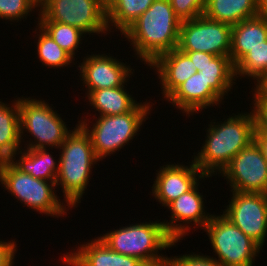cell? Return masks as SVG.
Returning a JSON list of instances; mask_svg holds the SVG:
<instances>
[{
  "instance_id": "30bf717a",
  "label": "cell",
  "mask_w": 267,
  "mask_h": 266,
  "mask_svg": "<svg viewBox=\"0 0 267 266\" xmlns=\"http://www.w3.org/2000/svg\"><path fill=\"white\" fill-rule=\"evenodd\" d=\"M232 26L204 15L181 21L178 49L230 56Z\"/></svg>"
},
{
  "instance_id": "d4e9b609",
  "label": "cell",
  "mask_w": 267,
  "mask_h": 266,
  "mask_svg": "<svg viewBox=\"0 0 267 266\" xmlns=\"http://www.w3.org/2000/svg\"><path fill=\"white\" fill-rule=\"evenodd\" d=\"M209 86L223 99L228 94L235 79V66L228 56H215L210 62L199 68Z\"/></svg>"
},
{
  "instance_id": "484cf974",
  "label": "cell",
  "mask_w": 267,
  "mask_h": 266,
  "mask_svg": "<svg viewBox=\"0 0 267 266\" xmlns=\"http://www.w3.org/2000/svg\"><path fill=\"white\" fill-rule=\"evenodd\" d=\"M37 27L39 29V32H36L38 36L36 37L38 38L37 54L42 65L44 64L54 69L68 67L75 58L62 49L39 25Z\"/></svg>"
},
{
  "instance_id": "836d02e7",
  "label": "cell",
  "mask_w": 267,
  "mask_h": 266,
  "mask_svg": "<svg viewBox=\"0 0 267 266\" xmlns=\"http://www.w3.org/2000/svg\"><path fill=\"white\" fill-rule=\"evenodd\" d=\"M185 53L193 62L194 68L199 72V68H202L205 64L210 62L216 55L206 52L195 51H181Z\"/></svg>"
},
{
  "instance_id": "5bb4252c",
  "label": "cell",
  "mask_w": 267,
  "mask_h": 266,
  "mask_svg": "<svg viewBox=\"0 0 267 266\" xmlns=\"http://www.w3.org/2000/svg\"><path fill=\"white\" fill-rule=\"evenodd\" d=\"M158 170L151 193L165 207L180 195L191 191L200 183L199 179L211 177L205 175L193 160L189 166L179 163L167 164Z\"/></svg>"
},
{
  "instance_id": "8d00e7d4",
  "label": "cell",
  "mask_w": 267,
  "mask_h": 266,
  "mask_svg": "<svg viewBox=\"0 0 267 266\" xmlns=\"http://www.w3.org/2000/svg\"><path fill=\"white\" fill-rule=\"evenodd\" d=\"M258 15L267 18V0H258Z\"/></svg>"
},
{
  "instance_id": "4dcf8cb0",
  "label": "cell",
  "mask_w": 267,
  "mask_h": 266,
  "mask_svg": "<svg viewBox=\"0 0 267 266\" xmlns=\"http://www.w3.org/2000/svg\"><path fill=\"white\" fill-rule=\"evenodd\" d=\"M167 266H221L213 257L200 254H185L168 258Z\"/></svg>"
},
{
  "instance_id": "f1b7e54d",
  "label": "cell",
  "mask_w": 267,
  "mask_h": 266,
  "mask_svg": "<svg viewBox=\"0 0 267 266\" xmlns=\"http://www.w3.org/2000/svg\"><path fill=\"white\" fill-rule=\"evenodd\" d=\"M39 3L40 0H0V19L18 22L39 8Z\"/></svg>"
},
{
  "instance_id": "7402d4cb",
  "label": "cell",
  "mask_w": 267,
  "mask_h": 266,
  "mask_svg": "<svg viewBox=\"0 0 267 266\" xmlns=\"http://www.w3.org/2000/svg\"><path fill=\"white\" fill-rule=\"evenodd\" d=\"M21 144L18 98L12 106L0 101V161L10 160Z\"/></svg>"
},
{
  "instance_id": "8992f818",
  "label": "cell",
  "mask_w": 267,
  "mask_h": 266,
  "mask_svg": "<svg viewBox=\"0 0 267 266\" xmlns=\"http://www.w3.org/2000/svg\"><path fill=\"white\" fill-rule=\"evenodd\" d=\"M0 182L11 195L13 194L24 206L47 216H65L67 204L61 203L55 189L56 182L40 180L22 173L10 160L0 161ZM55 187V188H54Z\"/></svg>"
},
{
  "instance_id": "d6986e66",
  "label": "cell",
  "mask_w": 267,
  "mask_h": 266,
  "mask_svg": "<svg viewBox=\"0 0 267 266\" xmlns=\"http://www.w3.org/2000/svg\"><path fill=\"white\" fill-rule=\"evenodd\" d=\"M267 40V18L255 16L232 26L230 59L235 66L251 49Z\"/></svg>"
},
{
  "instance_id": "3957f363",
  "label": "cell",
  "mask_w": 267,
  "mask_h": 266,
  "mask_svg": "<svg viewBox=\"0 0 267 266\" xmlns=\"http://www.w3.org/2000/svg\"><path fill=\"white\" fill-rule=\"evenodd\" d=\"M59 149L56 186L62 187L65 204L69 208L77 207L89 184L91 169L100 160L94 152L89 133L80 123L70 130Z\"/></svg>"
},
{
  "instance_id": "5b68a950",
  "label": "cell",
  "mask_w": 267,
  "mask_h": 266,
  "mask_svg": "<svg viewBox=\"0 0 267 266\" xmlns=\"http://www.w3.org/2000/svg\"><path fill=\"white\" fill-rule=\"evenodd\" d=\"M151 102L139 103L125 114L97 117L93 127H88L86 119L78 121L89 133L94 152L99 160L120 151L134 139L140 126L150 114ZM150 108V109H149Z\"/></svg>"
},
{
  "instance_id": "d590c367",
  "label": "cell",
  "mask_w": 267,
  "mask_h": 266,
  "mask_svg": "<svg viewBox=\"0 0 267 266\" xmlns=\"http://www.w3.org/2000/svg\"><path fill=\"white\" fill-rule=\"evenodd\" d=\"M254 141L260 147L264 158L267 162V135L260 134L256 130L254 131Z\"/></svg>"
},
{
  "instance_id": "ffe728a7",
  "label": "cell",
  "mask_w": 267,
  "mask_h": 266,
  "mask_svg": "<svg viewBox=\"0 0 267 266\" xmlns=\"http://www.w3.org/2000/svg\"><path fill=\"white\" fill-rule=\"evenodd\" d=\"M203 15L233 26L258 16V0H206Z\"/></svg>"
},
{
  "instance_id": "f546056e",
  "label": "cell",
  "mask_w": 267,
  "mask_h": 266,
  "mask_svg": "<svg viewBox=\"0 0 267 266\" xmlns=\"http://www.w3.org/2000/svg\"><path fill=\"white\" fill-rule=\"evenodd\" d=\"M175 15L181 20L202 16L206 0H169Z\"/></svg>"
},
{
  "instance_id": "ba28073f",
  "label": "cell",
  "mask_w": 267,
  "mask_h": 266,
  "mask_svg": "<svg viewBox=\"0 0 267 266\" xmlns=\"http://www.w3.org/2000/svg\"><path fill=\"white\" fill-rule=\"evenodd\" d=\"M204 231L208 234L213 252L218 255V259H214L221 266H253L254 258L262 249L223 214L212 215Z\"/></svg>"
},
{
  "instance_id": "9c48e42d",
  "label": "cell",
  "mask_w": 267,
  "mask_h": 266,
  "mask_svg": "<svg viewBox=\"0 0 267 266\" xmlns=\"http://www.w3.org/2000/svg\"><path fill=\"white\" fill-rule=\"evenodd\" d=\"M38 21L71 25L85 34L109 31L106 5L101 0H40Z\"/></svg>"
},
{
  "instance_id": "74e56055",
  "label": "cell",
  "mask_w": 267,
  "mask_h": 266,
  "mask_svg": "<svg viewBox=\"0 0 267 266\" xmlns=\"http://www.w3.org/2000/svg\"><path fill=\"white\" fill-rule=\"evenodd\" d=\"M101 1L107 6L111 0H101Z\"/></svg>"
},
{
  "instance_id": "44dd1931",
  "label": "cell",
  "mask_w": 267,
  "mask_h": 266,
  "mask_svg": "<svg viewBox=\"0 0 267 266\" xmlns=\"http://www.w3.org/2000/svg\"><path fill=\"white\" fill-rule=\"evenodd\" d=\"M23 150V151H22ZM20 149L10 162L22 173L31 175L40 180L56 182L59 164L53 156L45 149ZM17 154L21 155L19 160L15 161ZM55 160V161H54Z\"/></svg>"
},
{
  "instance_id": "7a4b0ae2",
  "label": "cell",
  "mask_w": 267,
  "mask_h": 266,
  "mask_svg": "<svg viewBox=\"0 0 267 266\" xmlns=\"http://www.w3.org/2000/svg\"><path fill=\"white\" fill-rule=\"evenodd\" d=\"M234 115L222 123L211 121L208 124L205 142L193 159L205 175L221 173L237 153L254 141L255 119L252 110Z\"/></svg>"
},
{
  "instance_id": "8fae6325",
  "label": "cell",
  "mask_w": 267,
  "mask_h": 266,
  "mask_svg": "<svg viewBox=\"0 0 267 266\" xmlns=\"http://www.w3.org/2000/svg\"><path fill=\"white\" fill-rule=\"evenodd\" d=\"M221 174L230 191L267 194V162L255 141L237 153Z\"/></svg>"
},
{
  "instance_id": "603a6c76",
  "label": "cell",
  "mask_w": 267,
  "mask_h": 266,
  "mask_svg": "<svg viewBox=\"0 0 267 266\" xmlns=\"http://www.w3.org/2000/svg\"><path fill=\"white\" fill-rule=\"evenodd\" d=\"M126 86L104 88L90 91L87 94L92 109L98 111L99 116L125 114L132 111L139 103L134 100ZM125 88V89H124Z\"/></svg>"
},
{
  "instance_id": "7c38bea8",
  "label": "cell",
  "mask_w": 267,
  "mask_h": 266,
  "mask_svg": "<svg viewBox=\"0 0 267 266\" xmlns=\"http://www.w3.org/2000/svg\"><path fill=\"white\" fill-rule=\"evenodd\" d=\"M231 192L223 215L262 248L267 236V194Z\"/></svg>"
},
{
  "instance_id": "4fadbf2b",
  "label": "cell",
  "mask_w": 267,
  "mask_h": 266,
  "mask_svg": "<svg viewBox=\"0 0 267 266\" xmlns=\"http://www.w3.org/2000/svg\"><path fill=\"white\" fill-rule=\"evenodd\" d=\"M78 67L87 94L94 90L121 87L133 74L129 65L106 54L88 55Z\"/></svg>"
},
{
  "instance_id": "2e32d148",
  "label": "cell",
  "mask_w": 267,
  "mask_h": 266,
  "mask_svg": "<svg viewBox=\"0 0 267 266\" xmlns=\"http://www.w3.org/2000/svg\"><path fill=\"white\" fill-rule=\"evenodd\" d=\"M166 100L187 116L207 107L219 105L223 100L210 86L201 72H196L181 84Z\"/></svg>"
},
{
  "instance_id": "83f0119b",
  "label": "cell",
  "mask_w": 267,
  "mask_h": 266,
  "mask_svg": "<svg viewBox=\"0 0 267 266\" xmlns=\"http://www.w3.org/2000/svg\"><path fill=\"white\" fill-rule=\"evenodd\" d=\"M267 70V40L251 49L236 65V79L247 76L255 80ZM238 75V76H237Z\"/></svg>"
},
{
  "instance_id": "d6a6232c",
  "label": "cell",
  "mask_w": 267,
  "mask_h": 266,
  "mask_svg": "<svg viewBox=\"0 0 267 266\" xmlns=\"http://www.w3.org/2000/svg\"><path fill=\"white\" fill-rule=\"evenodd\" d=\"M12 241V242H11ZM8 242L0 241V266H13L17 244L15 240Z\"/></svg>"
},
{
  "instance_id": "ac0fdd59",
  "label": "cell",
  "mask_w": 267,
  "mask_h": 266,
  "mask_svg": "<svg viewBox=\"0 0 267 266\" xmlns=\"http://www.w3.org/2000/svg\"><path fill=\"white\" fill-rule=\"evenodd\" d=\"M149 67L156 68L165 99L197 72L192 60L178 48L160 54Z\"/></svg>"
},
{
  "instance_id": "cb8c5ba5",
  "label": "cell",
  "mask_w": 267,
  "mask_h": 266,
  "mask_svg": "<svg viewBox=\"0 0 267 266\" xmlns=\"http://www.w3.org/2000/svg\"><path fill=\"white\" fill-rule=\"evenodd\" d=\"M155 0H111L106 6L107 26L123 33ZM111 25V26H110Z\"/></svg>"
},
{
  "instance_id": "52a82bcc",
  "label": "cell",
  "mask_w": 267,
  "mask_h": 266,
  "mask_svg": "<svg viewBox=\"0 0 267 266\" xmlns=\"http://www.w3.org/2000/svg\"><path fill=\"white\" fill-rule=\"evenodd\" d=\"M20 116V138L29 132L34 137V142L29 140L26 148L45 149L60 148L70 132L57 111L44 100L18 98Z\"/></svg>"
},
{
  "instance_id": "6da1fadb",
  "label": "cell",
  "mask_w": 267,
  "mask_h": 266,
  "mask_svg": "<svg viewBox=\"0 0 267 266\" xmlns=\"http://www.w3.org/2000/svg\"><path fill=\"white\" fill-rule=\"evenodd\" d=\"M180 24L169 0H155L122 34L149 66L160 54L178 47Z\"/></svg>"
},
{
  "instance_id": "4316f807",
  "label": "cell",
  "mask_w": 267,
  "mask_h": 266,
  "mask_svg": "<svg viewBox=\"0 0 267 266\" xmlns=\"http://www.w3.org/2000/svg\"><path fill=\"white\" fill-rule=\"evenodd\" d=\"M52 39L73 58L75 50L82 44V36L85 35L80 29L53 21H38V24ZM82 38V39H81Z\"/></svg>"
},
{
  "instance_id": "9a60e30c",
  "label": "cell",
  "mask_w": 267,
  "mask_h": 266,
  "mask_svg": "<svg viewBox=\"0 0 267 266\" xmlns=\"http://www.w3.org/2000/svg\"><path fill=\"white\" fill-rule=\"evenodd\" d=\"M198 186L199 183L191 191L180 195L166 206L171 212V220L170 222L164 220L162 223L168 234L174 240H183L181 238L186 234L188 235L190 231V227L187 225L188 223L192 224V222H194L196 227L198 226L204 229L212 217V214L210 215L204 209V198L199 192ZM183 224H186V226Z\"/></svg>"
},
{
  "instance_id": "277c9868",
  "label": "cell",
  "mask_w": 267,
  "mask_h": 266,
  "mask_svg": "<svg viewBox=\"0 0 267 266\" xmlns=\"http://www.w3.org/2000/svg\"><path fill=\"white\" fill-rule=\"evenodd\" d=\"M149 222L114 229L99 238L113 251L138 258L148 266H167L169 257L158 250L171 248L179 240L168 234L162 222Z\"/></svg>"
},
{
  "instance_id": "e0dca14e",
  "label": "cell",
  "mask_w": 267,
  "mask_h": 266,
  "mask_svg": "<svg viewBox=\"0 0 267 266\" xmlns=\"http://www.w3.org/2000/svg\"><path fill=\"white\" fill-rule=\"evenodd\" d=\"M84 244L74 253L63 254L62 263L67 266H148L138 258L113 251L99 236Z\"/></svg>"
},
{
  "instance_id": "1f68e13d",
  "label": "cell",
  "mask_w": 267,
  "mask_h": 266,
  "mask_svg": "<svg viewBox=\"0 0 267 266\" xmlns=\"http://www.w3.org/2000/svg\"><path fill=\"white\" fill-rule=\"evenodd\" d=\"M253 115L255 119V130L267 135V98H253Z\"/></svg>"
},
{
  "instance_id": "e575fe53",
  "label": "cell",
  "mask_w": 267,
  "mask_h": 266,
  "mask_svg": "<svg viewBox=\"0 0 267 266\" xmlns=\"http://www.w3.org/2000/svg\"><path fill=\"white\" fill-rule=\"evenodd\" d=\"M257 80V81H256ZM253 98H267V70L255 79Z\"/></svg>"
}]
</instances>
